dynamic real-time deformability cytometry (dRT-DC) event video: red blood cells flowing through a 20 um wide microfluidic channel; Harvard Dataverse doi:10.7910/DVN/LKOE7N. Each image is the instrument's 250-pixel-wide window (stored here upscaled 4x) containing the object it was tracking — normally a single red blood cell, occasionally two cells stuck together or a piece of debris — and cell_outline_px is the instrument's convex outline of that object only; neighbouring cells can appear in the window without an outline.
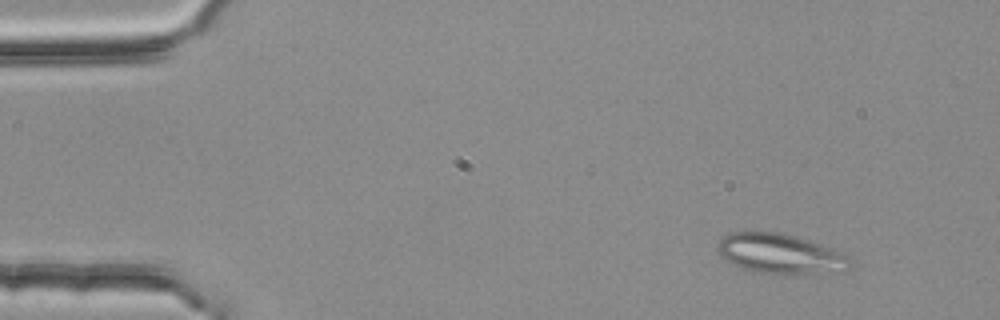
{"species": "common noctule bat (a hibernating species)", "species_latin": "Nyctalus noctula", "temperature_condition": "room temperature", "stored_images_in_passage": 3, "camera_frame_rate_fps": 3000, "um_per_image_px": 0.085, "animal": {"sex": "female", "body_mass_g": 25.1}, "frame": {"image": 1, "passage_image": 1, "time_ms": 0.0, "image_size_px": [1000, 320], "cell_outline_px": [[852, 260], [848, 268], [840, 272], [792, 276], [784, 276], [756, 272], [732, 264], [716, 248], [720, 240], [724, 236], [732, 232], [784, 232], [832, 248], [848, 256]], "centroid_in_image_um": [66.39, 21.61], "position_along_channel_um": 18.6, "area_um2": 31.27}}